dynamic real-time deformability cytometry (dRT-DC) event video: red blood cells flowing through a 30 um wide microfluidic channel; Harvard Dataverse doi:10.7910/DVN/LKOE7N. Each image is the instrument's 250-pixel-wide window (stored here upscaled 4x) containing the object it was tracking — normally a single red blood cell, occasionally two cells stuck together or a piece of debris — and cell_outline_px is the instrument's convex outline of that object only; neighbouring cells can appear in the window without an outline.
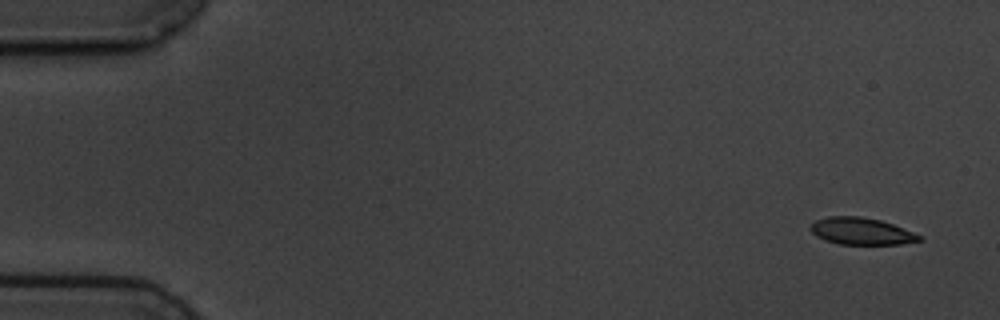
{"species": "common noctule bat (a hibernating species)", "species_latin": "Nyctalus noctula", "temperature_condition": "cold", "stored_images_in_passage": 5, "camera_frame_rate_fps": 3000, "um_per_image_px": 0.085, "animal": {"sex": "male", "body_mass_g": 19.5, "forearm_length_mm": 54.6}, "frame": {"image": 1, "passage_image": 1, "time_ms": 0.0, "image_size_px": [1000, 320], "cell_outline_px": [[924, 240], [900, 244], [840, 244], [824, 240], [816, 236], [808, 228], [816, 220], [828, 216], [860, 216], [880, 220], [892, 224], [924, 236]], "centroid_in_image_um": [73.22, 19.65], "position_along_channel_um": 11.8, "area_um2": 17.17}}
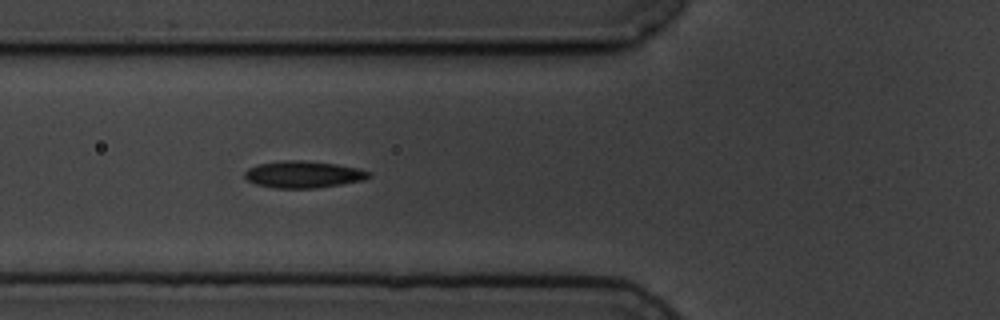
{"frame": {"image": 2, "passage_image": 5, "time_ms": 6.0, "image_size_px": [1000, 320], "cell_outline_px": [[372, 176], [364, 180], [316, 188], [272, 188], [256, 184], [248, 180], [244, 176], [244, 172], [248, 168], [256, 164], [284, 160], [304, 160], [336, 164], [360, 168], [372, 172]], "centroid_in_image_um": [25.8, 14.82], "position_along_channel_um": 100.0, "area_um2": 19.65}}